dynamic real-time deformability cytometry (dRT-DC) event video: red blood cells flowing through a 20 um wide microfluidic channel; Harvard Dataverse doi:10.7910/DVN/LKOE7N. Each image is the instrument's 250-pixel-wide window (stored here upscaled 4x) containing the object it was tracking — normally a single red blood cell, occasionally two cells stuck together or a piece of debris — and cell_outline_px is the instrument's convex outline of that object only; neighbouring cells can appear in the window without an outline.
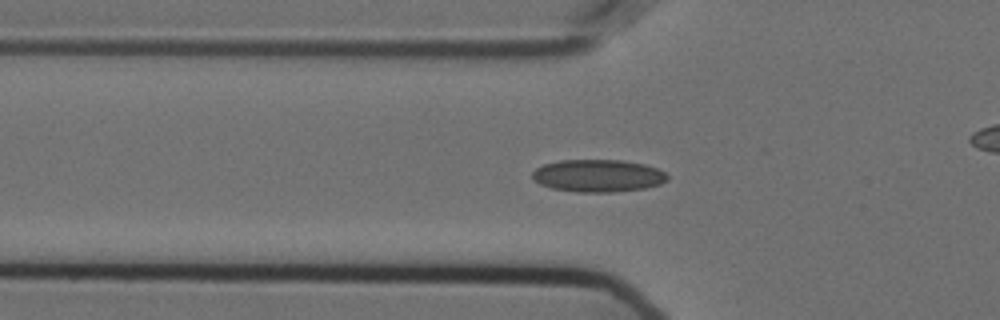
{"species": "Egyptian fruit bat (a non-hibernating species)", "species_latin": "Rousettus aegyptiacus", "temperature_condition": "cold", "stored_images_in_passage": 35, "camera_frame_rate_fps": 3000, "um_per_image_px": 0.085, "animal": {"sex": "female"}, "frame": {"image": 1, "passage_image": 3, "time_ms": 0.667, "image_size_px": [1000, 320], "cell_outline_px": [[668, 180], [660, 184], [644, 188], [612, 192], [580, 192], [552, 188], [540, 184], [532, 176], [532, 172], [536, 168], [544, 164], [560, 160], [620, 160], [644, 164], [656, 168], [664, 172], [668, 176]], "centroid_in_image_um": [50.84, 14.93], "position_along_channel_um": 75.0, "area_um2": 25.37}}
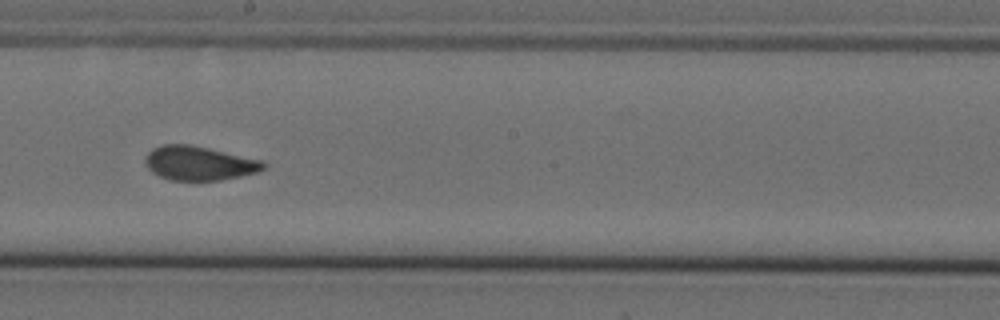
{"frame": {"image": 2, "passage_image": 16, "time_ms": 5.0, "image_size_px": [1000, 320], "cell_outline_px": [[268, 164], [264, 168], [256, 172], [240, 176], [220, 180], [168, 180], [152, 172], [144, 164], [144, 156], [152, 148], [164, 144], [192, 144], [260, 160]], "centroid_in_image_um": [16.87, 13.86], "position_along_channel_um": 231.3, "area_um2": 23.52}}
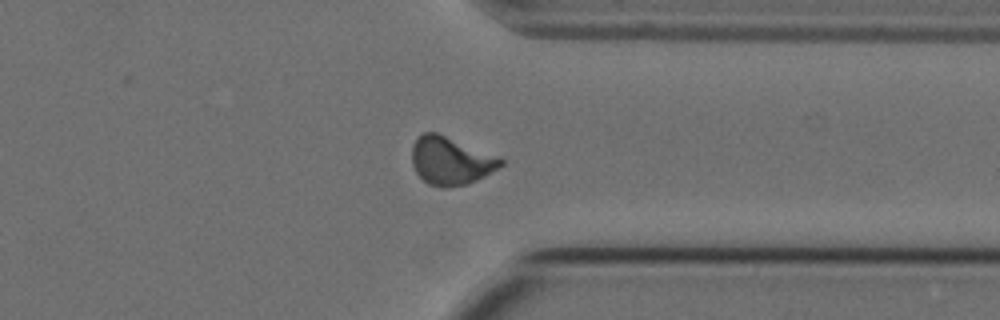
{"frame": {"image": 3, "passage_image": 28, "time_ms": 9.0, "image_size_px": [1000, 320], "cell_outline_px": [[504, 164], [484, 176], [468, 184], [444, 188], [440, 188], [428, 184], [416, 172], [412, 164], [412, 144], [424, 132], [436, 132], [500, 156], [504, 160]], "centroid_in_image_um": [38.32, 13.67], "position_along_channel_um": 373.1, "area_um2": 24.91}}